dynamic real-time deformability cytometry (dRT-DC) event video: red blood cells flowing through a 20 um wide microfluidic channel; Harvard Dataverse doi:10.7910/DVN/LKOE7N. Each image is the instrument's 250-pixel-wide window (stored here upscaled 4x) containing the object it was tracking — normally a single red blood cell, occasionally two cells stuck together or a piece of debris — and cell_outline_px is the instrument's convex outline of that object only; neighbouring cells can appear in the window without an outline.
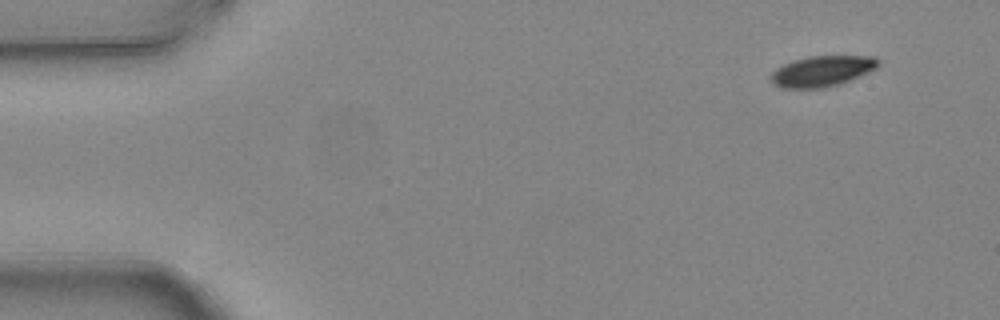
{"species": "common noctule bat (a hibernating species)", "species_latin": "Nyctalus noctula", "temperature_condition": "warm", "stored_images_in_passage": 4, "camera_frame_rate_fps": 3000, "um_per_image_px": 0.085, "animal": {"sex": "female", "body_mass_g": 24.6, "forearm_length_mm": 56.2}, "frame": {"image": 1, "passage_image": 1, "time_ms": 0.0, "image_size_px": [1000, 320], "cell_outline_px": [[880, 64], [876, 68], [868, 72], [840, 84], [824, 88], [780, 88], [772, 80], [772, 72], [776, 68], [792, 60], [808, 56], [876, 56], [880, 60]], "centroid_in_image_um": [69.91, 6.03], "position_along_channel_um": 15.1, "area_um2": 19.19}}
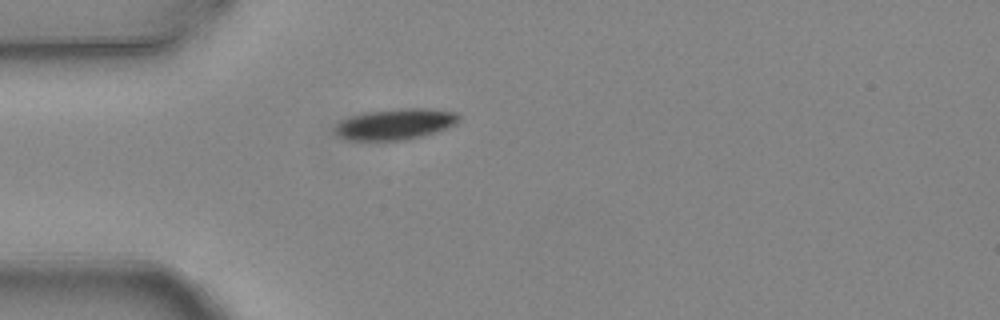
{"frame": {"image": 2, "passage_image": 4, "time_ms": 1.0, "image_size_px": [1000, 320], "cell_outline_px": [[460, 120], [456, 124], [448, 128], [436, 132], [404, 140], [348, 140], [336, 136], [336, 124], [340, 120], [352, 116], [368, 112], [400, 108], [428, 108], [456, 112], [460, 116]], "centroid_in_image_um": [33.63, 10.55], "position_along_channel_um": 51.4, "area_um2": 22.37}}